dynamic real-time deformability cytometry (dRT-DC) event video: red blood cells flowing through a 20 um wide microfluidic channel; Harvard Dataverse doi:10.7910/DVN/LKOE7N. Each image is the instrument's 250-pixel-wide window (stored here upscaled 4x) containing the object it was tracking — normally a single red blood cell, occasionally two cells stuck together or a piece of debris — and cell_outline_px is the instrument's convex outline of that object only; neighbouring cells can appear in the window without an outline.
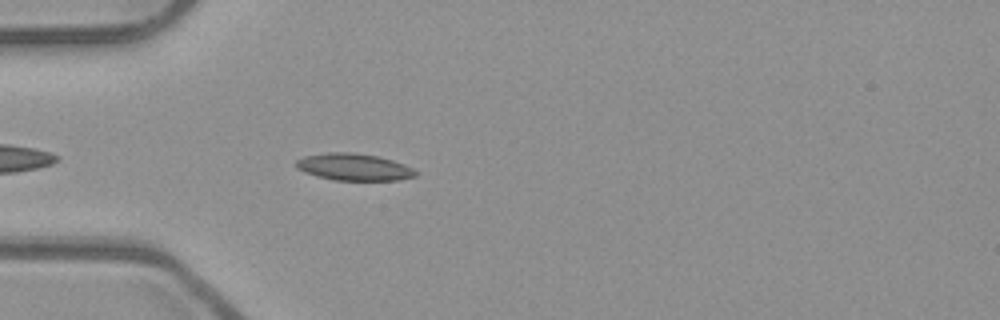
{"species": "common noctule bat (a hibernating species)", "species_latin": "Nyctalus noctula", "temperature_condition": "room temperature", "stored_images_in_passage": 41, "camera_frame_rate_fps": 3000, "um_per_image_px": 0.085, "animal": {"sex": "male", "body_mass_g": 23.1, "forearm_length_mm": 52.7}, "frame": {"image": 1, "passage_image": 4, "time_ms": 1.0, "image_size_px": [1000, 320], "cell_outline_px": [[416, 176], [396, 180], [332, 180], [316, 176], [304, 172], [296, 168], [296, 160], [304, 156], [328, 152], [352, 152], [376, 156], [392, 160], [404, 164], [412, 168], [416, 172]], "centroid_in_image_um": [30.04, 14.19], "position_along_channel_um": 55.0, "area_um2": 18.73}}
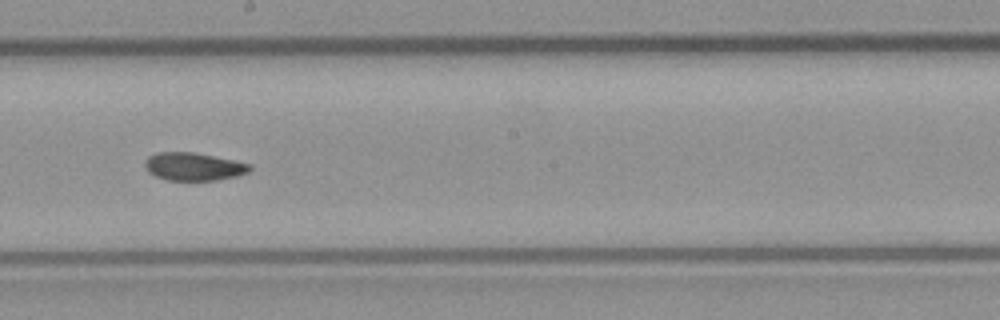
{"frame": {"image": 2, "passage_image": 18, "time_ms": 5.667, "image_size_px": [1000, 320], "cell_outline_px": [[252, 168], [248, 172], [236, 176], [216, 180], [168, 180], [156, 176], [148, 172], [144, 168], [144, 164], [148, 156], [156, 152], [192, 152], [252, 164]], "centroid_in_image_um": [16.43, 14.16], "position_along_channel_um": 231.8, "area_um2": 16.99}}
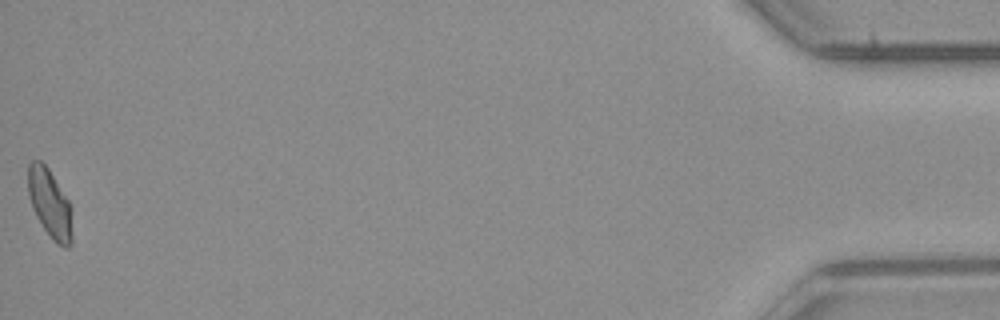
{"frame": {"image": 3, "passage_image": 41, "time_ms": 13.333, "image_size_px": [1000, 320], "cell_outline_px": [[72, 244], [68, 248], [64, 248], [56, 244], [44, 228], [36, 216], [32, 208], [28, 196], [28, 164], [32, 160], [40, 160], [48, 168], [68, 200], [72, 236]], "centroid_in_image_um": [4.21, 17.31], "position_along_channel_um": 431.0, "area_um2": 17.46}, "authors_computed_cell_mechanics": {"area_um2": 17.5134, "velocity_mm_per_s": 3.9356, "shape_relaxation_time_tau1_ms": null, "shape_relaxation_time_tau2_ms": 2.7679, "deformation_change_tau1": null, "deformation_change_tau2": 0.0714}}